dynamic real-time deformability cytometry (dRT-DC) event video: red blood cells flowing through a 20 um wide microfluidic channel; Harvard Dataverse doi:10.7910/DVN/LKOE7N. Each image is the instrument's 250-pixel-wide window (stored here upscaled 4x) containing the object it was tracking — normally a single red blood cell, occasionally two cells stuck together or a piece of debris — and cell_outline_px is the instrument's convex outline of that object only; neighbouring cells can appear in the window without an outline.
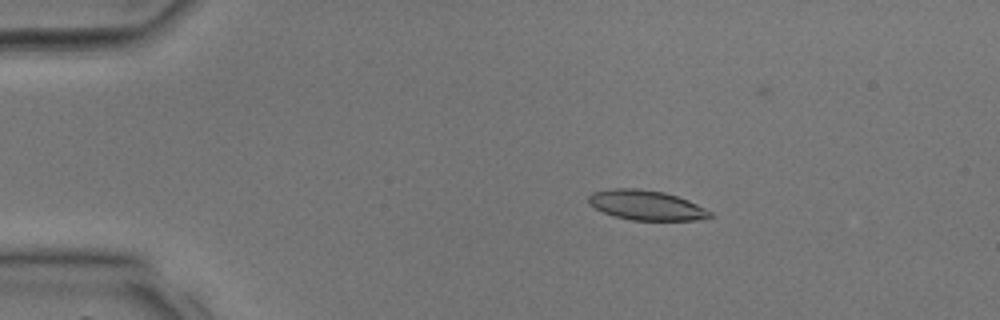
{"species": "common noctule bat (a hibernating species)", "species_latin": "Nyctalus noctula", "temperature_condition": "room temperature", "stored_images_in_passage": 41, "camera_frame_rate_fps": 3000, "um_per_image_px": 0.085, "animal": {"sex": "male", "body_mass_g": 17.9, "forearm_length_mm": 54.2}, "frame": {"image": 1, "passage_image": 9, "time_ms": 2.667, "image_size_px": [1000, 320], "cell_outline_px": [[712, 216], [704, 220], [632, 220], [616, 216], [604, 212], [588, 204], [588, 196], [592, 192], [612, 188], [636, 188], [664, 192], [688, 200], [712, 212]], "centroid_in_image_um": [54.93, 17.44], "position_along_channel_um": 30.1, "area_um2": 21.04}}
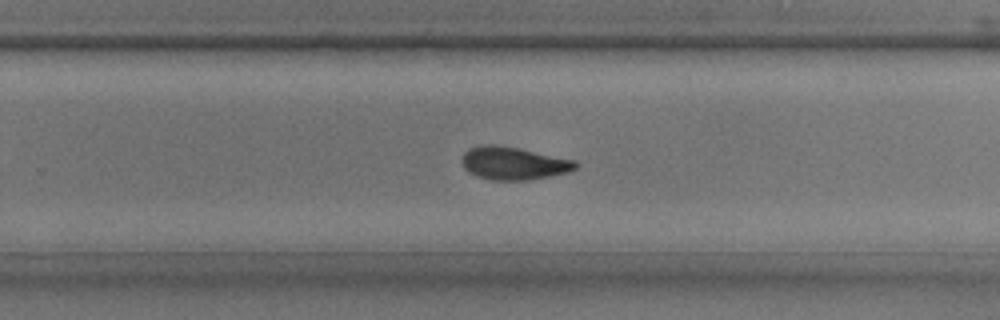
{"frame": {"image": 2, "passage_image": 27, "time_ms": 8.667, "image_size_px": [1000, 320], "cell_outline_px": [[580, 164], [576, 168], [568, 172], [528, 180], [492, 180], [476, 176], [468, 172], [464, 168], [464, 152], [468, 148], [484, 144], [496, 144], [576, 160]], "centroid_in_image_um": [43.66, 13.88], "position_along_channel_um": 286.1, "area_um2": 21.62}}
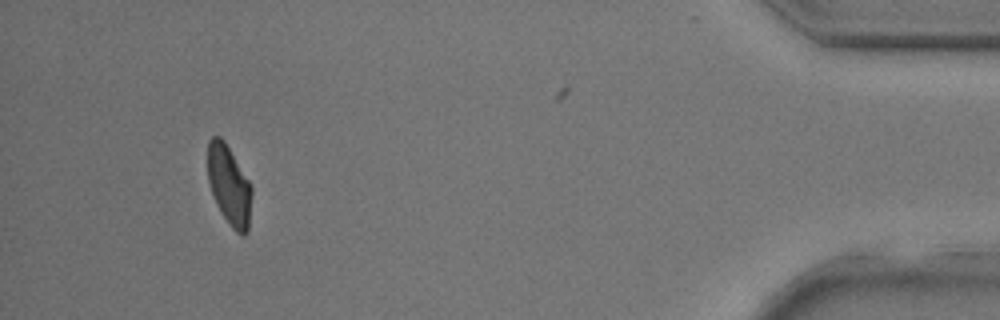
{"frame": {"image": 3, "passage_image": 38, "time_ms": 12.333, "image_size_px": [1000, 320], "cell_outline_px": [[252, 192], [248, 232], [244, 236], [240, 236], [232, 228], [220, 212], [216, 204], [208, 180], [208, 140], [212, 136], [220, 136], [224, 140], [248, 180], [252, 188]], "centroid_in_image_um": [19.48, 15.78], "position_along_channel_um": 415.7, "area_um2": 20.4}}